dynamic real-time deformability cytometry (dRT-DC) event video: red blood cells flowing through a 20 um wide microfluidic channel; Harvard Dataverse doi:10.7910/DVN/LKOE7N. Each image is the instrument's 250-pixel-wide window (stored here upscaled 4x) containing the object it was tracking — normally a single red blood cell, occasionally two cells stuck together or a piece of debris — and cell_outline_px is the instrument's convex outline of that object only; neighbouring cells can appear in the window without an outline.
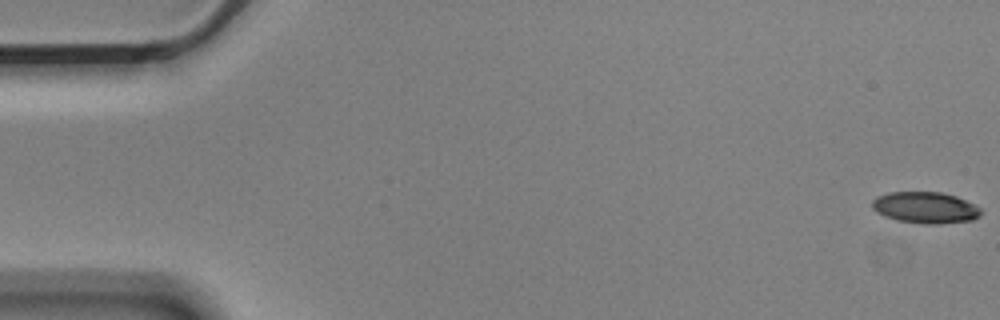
{"species": "Egyptian fruit bat (a non-hibernating species)", "species_latin": "Rousettus aegyptiacus", "temperature_condition": "cold", "stored_images_in_passage": 10, "camera_frame_rate_fps": 3000, "um_per_image_px": 0.085, "animal": {"sex": "male"}, "frame": {"image": 1, "passage_image": 1, "time_ms": 0.0, "image_size_px": [1000, 320], "cell_outline_px": [[980, 216], [972, 220], [936, 224], [924, 224], [896, 220], [884, 216], [876, 212], [872, 208], [872, 200], [876, 196], [888, 192], [940, 192], [956, 196], [980, 208]], "centroid_in_image_um": [78.6, 17.64], "position_along_channel_um": 6.4, "area_um2": 19.88}}
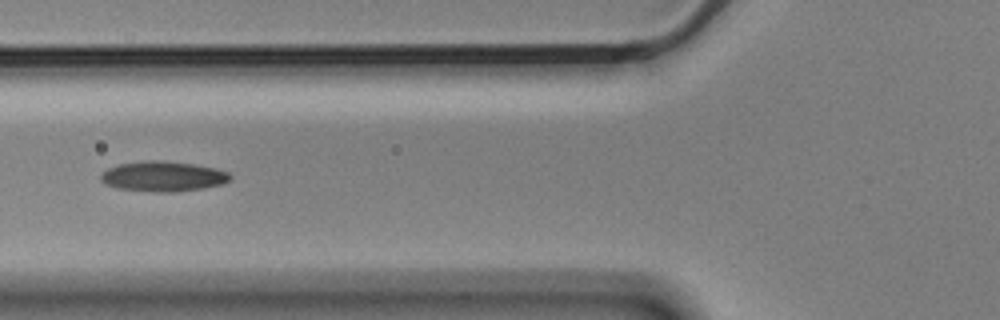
{"frame": {"image": 2, "passage_image": 6, "time_ms": 1.667, "image_size_px": [1000, 320], "cell_outline_px": [[232, 180], [224, 184], [204, 188], [176, 192], [156, 192], [120, 188], [104, 184], [100, 180], [100, 172], [108, 168], [120, 164], [144, 160], [164, 160], [192, 164], [216, 168], [228, 172], [232, 176]], "centroid_in_image_um": [13.88, 14.99], "position_along_channel_um": 111.9, "area_um2": 23.0}}
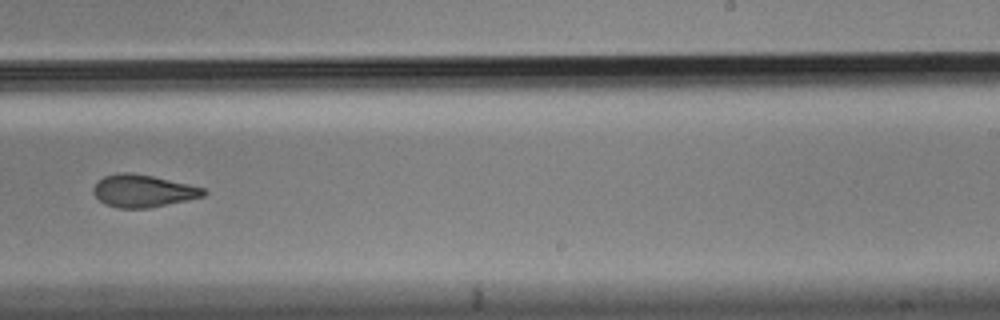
{"frame": {"image": 3, "passage_image": 10, "time_ms": 3.0, "image_size_px": [1000, 320], "cell_outline_px": [[208, 192], [204, 196], [148, 208], [116, 208], [104, 204], [92, 192], [92, 188], [104, 176], [116, 172], [132, 172], [152, 176], [188, 184], [204, 188]], "centroid_in_image_um": [12.13, 16.22], "position_along_channel_um": 276.9, "area_um2": 20.75}}